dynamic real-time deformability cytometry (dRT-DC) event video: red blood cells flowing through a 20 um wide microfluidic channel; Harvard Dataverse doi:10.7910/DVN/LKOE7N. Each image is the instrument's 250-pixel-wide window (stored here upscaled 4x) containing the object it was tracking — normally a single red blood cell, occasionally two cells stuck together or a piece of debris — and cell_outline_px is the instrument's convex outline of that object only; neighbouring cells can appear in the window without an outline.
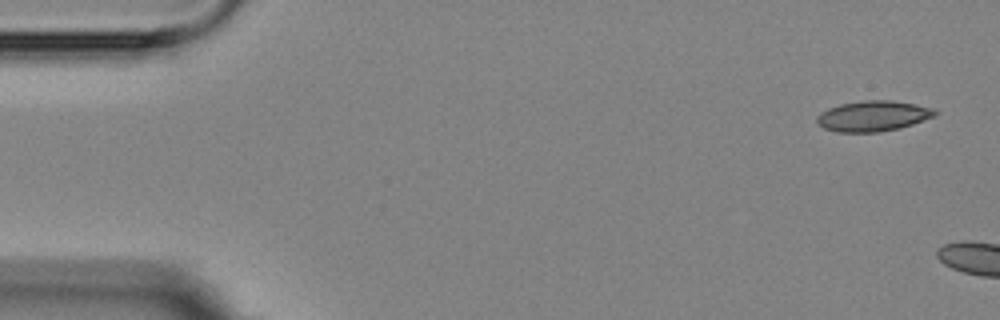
{"species": "Egyptian fruit bat (a non-hibernating species)", "species_latin": "Rousettus aegyptiacus", "temperature_condition": "room temperature", "stored_images_in_passage": 2, "camera_frame_rate_fps": 3000, "um_per_image_px": 0.085, "animal": {"sex": "female"}, "frame": {"image": 1, "passage_image": 1, "time_ms": 0.0, "image_size_px": [1000, 320], "cell_outline_px": [[940, 112], [936, 116], [900, 128], [880, 132], [836, 132], [824, 128], [816, 124], [816, 116], [820, 112], [828, 108], [840, 104], [864, 100], [892, 100], [916, 104], [932, 108]], "centroid_in_image_um": [74.2, 9.86], "position_along_channel_um": 10.8, "area_um2": 21.27}}